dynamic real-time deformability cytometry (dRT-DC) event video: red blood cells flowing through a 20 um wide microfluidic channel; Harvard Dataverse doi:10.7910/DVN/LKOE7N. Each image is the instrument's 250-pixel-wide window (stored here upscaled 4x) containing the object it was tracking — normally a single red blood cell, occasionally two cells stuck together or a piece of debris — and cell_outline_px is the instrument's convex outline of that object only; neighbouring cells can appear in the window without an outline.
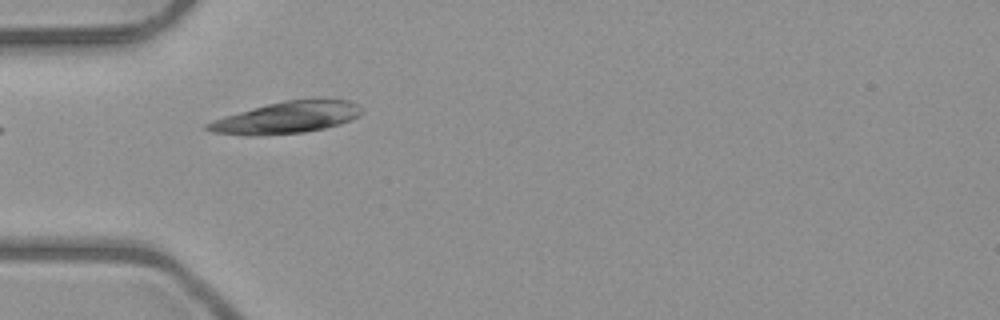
{"species": "common noctule bat (a hibernating species)", "species_latin": "Nyctalus noctula", "temperature_condition": "room temperature", "stored_images_in_passage": 21, "camera_frame_rate_fps": 3000, "um_per_image_px": 0.085, "animal": {"sex": "male", "body_mass_g": 23.1, "forearm_length_mm": 52.7}, "frame": {"image": 1, "passage_image": 1, "time_ms": 0.0, "image_size_px": [1000, 320], "cell_outline_px": [[364, 112], [360, 116], [340, 124], [324, 128], [304, 132], [212, 132], [204, 128], [204, 124], [212, 120], [224, 116], [252, 108], [284, 100], [348, 100], [356, 104]], "centroid_in_image_um": [24.46, 9.94], "position_along_channel_um": 60.5, "area_um2": 26.88}}